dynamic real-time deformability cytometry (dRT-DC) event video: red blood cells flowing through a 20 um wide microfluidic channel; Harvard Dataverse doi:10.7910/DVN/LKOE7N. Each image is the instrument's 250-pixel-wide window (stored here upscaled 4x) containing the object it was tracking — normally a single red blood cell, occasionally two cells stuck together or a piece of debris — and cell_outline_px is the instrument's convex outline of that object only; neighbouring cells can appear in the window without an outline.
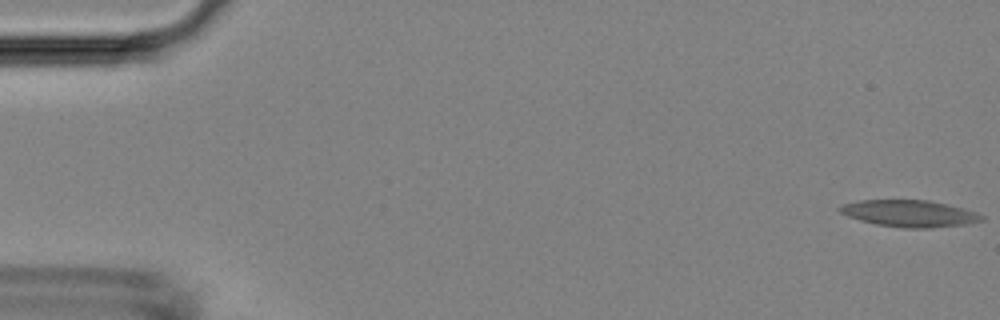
{"species": "Egyptian fruit bat (a non-hibernating species)", "species_latin": "Rousettus aegyptiacus", "temperature_condition": "room temperature", "stored_images_in_passage": 51, "camera_frame_rate_fps": 3000, "um_per_image_px": 0.085, "animal": {"sex": "female"}, "frame": {"image": 1, "passage_image": 1, "time_ms": 0.0, "image_size_px": [1000, 320], "cell_outline_px": [[984, 220], [964, 224], [928, 228], [904, 228], [876, 224], [860, 220], [848, 216], [840, 212], [836, 208], [840, 204], [860, 200], [928, 200], [976, 212], [984, 216]], "centroid_in_image_um": [77.24, 18.14], "position_along_channel_um": 7.8, "area_um2": 21.91}}
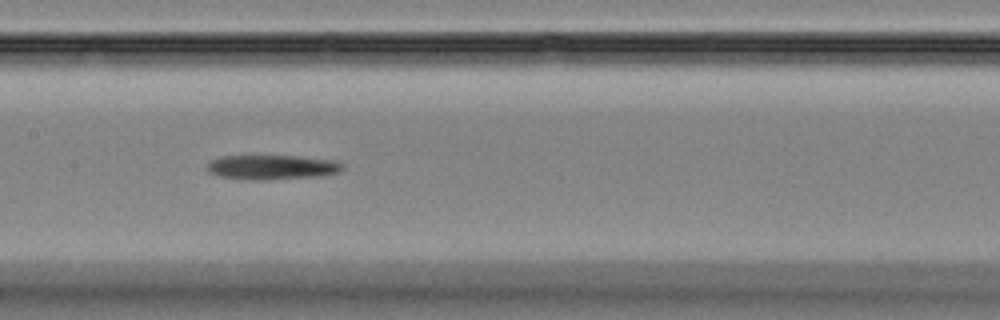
{"frame": {"image": 2, "passage_image": 25, "time_ms": 8.0, "image_size_px": [1000, 320], "cell_outline_px": [[344, 168], [340, 172], [320, 176], [260, 180], [252, 180], [220, 176], [208, 172], [208, 164], [212, 160], [220, 156], [300, 156], [336, 160], [344, 164]], "centroid_in_image_um": [23.18, 14.21], "position_along_channel_um": 184.2, "area_um2": 19.42}}
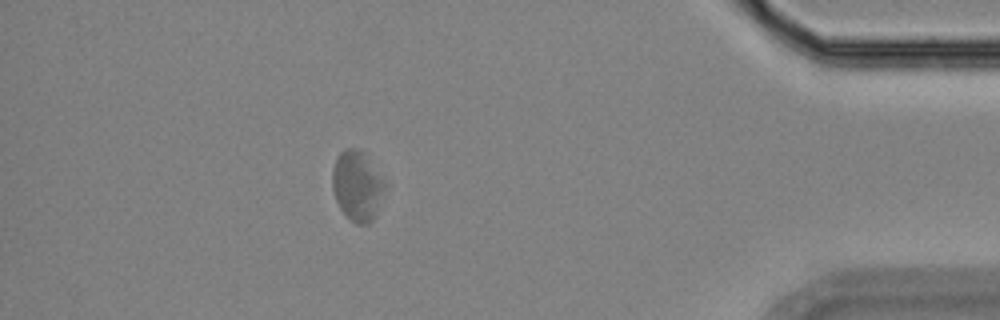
{"frame": {"image": 3, "passage_image": 45, "time_ms": 14.667, "image_size_px": [1000, 320], "cell_outline_px": [[384, 188], [376, 216], [368, 224], [356, 224], [340, 208], [336, 200], [332, 188], [332, 168], [336, 156], [344, 148], [360, 148], [364, 152], [384, 180]], "centroid_in_image_um": [30.34, 15.76], "position_along_channel_um": 404.9, "area_um2": 21.39}}